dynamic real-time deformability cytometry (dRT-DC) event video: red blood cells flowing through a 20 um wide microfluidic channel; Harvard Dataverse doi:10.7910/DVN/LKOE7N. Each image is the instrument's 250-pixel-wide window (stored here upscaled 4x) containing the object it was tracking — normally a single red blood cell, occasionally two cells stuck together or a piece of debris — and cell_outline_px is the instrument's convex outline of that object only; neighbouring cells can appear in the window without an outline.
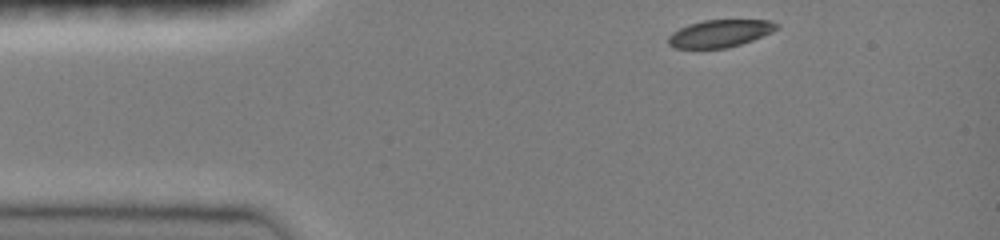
{"species": "common noctule bat (a hibernating species)", "species_latin": "Nyctalus noctula", "temperature_condition": "room temperature", "stored_images_in_passage": 36, "camera_frame_rate_fps": 3000, "um_per_image_px": 0.085, "animal": {"sex": "female", "body_mass_g": 19.0, "forearm_length_mm": 51.5}, "frame": {"image": 1, "passage_image": 1, "time_ms": 0.0, "image_size_px": [1000, 240], "cell_outline_px": [[780, 24], [772, 32], [752, 40], [728, 48], [672, 48], [668, 44], [668, 36], [672, 32], [688, 24], [704, 20], [772, 20]], "centroid_in_image_um": [61.18, 2.84], "position_along_channel_um": 23.8, "area_um2": 17.34}}
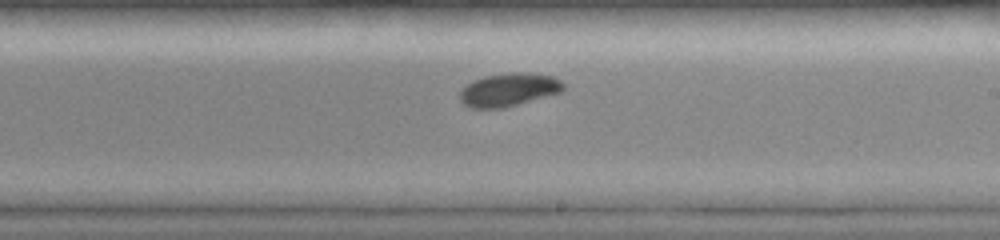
{"frame": {"image": 2, "passage_image": 22, "time_ms": 7.0, "image_size_px": [1000, 240], "cell_outline_px": [[564, 88], [560, 92], [504, 108], [472, 108], [464, 104], [460, 100], [460, 88], [472, 80], [484, 76], [512, 72], [524, 72], [552, 76], [560, 80], [564, 84]], "centroid_in_image_um": [43.2, 7.62], "position_along_channel_um": 245.8, "area_um2": 20.0}}
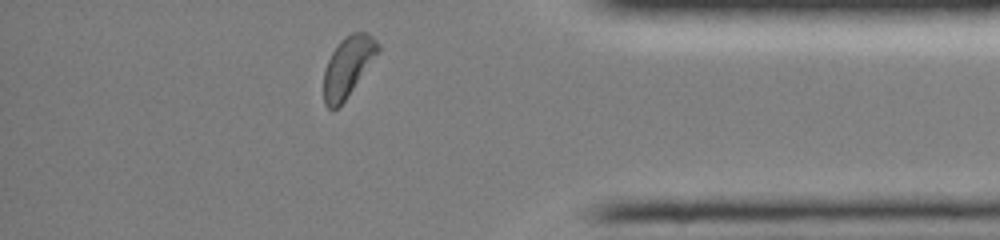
{"frame": {"image": 3, "passage_image": 35, "time_ms": 11.333, "image_size_px": [1000, 240], "cell_outline_px": [[380, 48], [344, 100], [332, 112], [324, 104], [324, 72], [328, 60], [332, 52], [340, 40], [344, 36], [352, 32], [368, 32], [380, 44]], "centroid_in_image_um": [29.54, 5.62], "position_along_channel_um": 405.7, "area_um2": 18.44}, "authors_computed_cell_mechanics": {"area_um2": 19.4208, "velocity_mm_per_s": 3.9992, "shape_relaxation_time_tau1_ms": 2.0807, "shape_relaxation_time_tau2_ms": null, "deformation_change_tau1": 0.0984, "deformation_change_tau2": null}}